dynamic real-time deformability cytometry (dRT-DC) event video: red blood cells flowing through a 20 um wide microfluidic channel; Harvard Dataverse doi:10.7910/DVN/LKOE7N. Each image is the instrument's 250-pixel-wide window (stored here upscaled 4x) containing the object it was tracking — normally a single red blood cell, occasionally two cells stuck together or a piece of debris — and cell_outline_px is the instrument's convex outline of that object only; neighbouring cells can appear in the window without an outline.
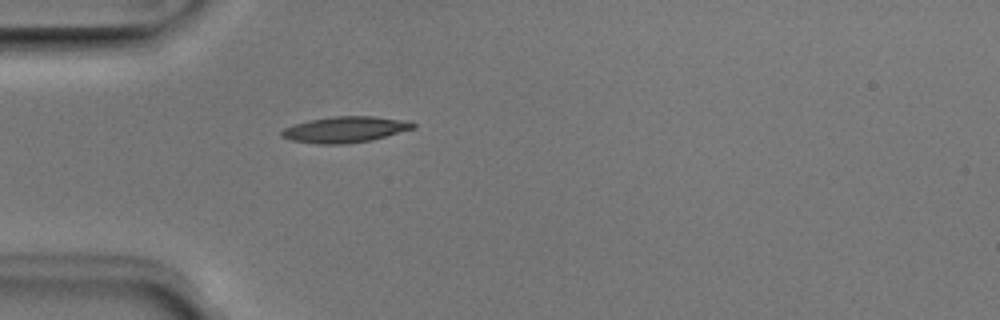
{"species": "Egyptian fruit bat (a non-hibernating species)", "species_latin": "Rousettus aegyptiacus", "temperature_condition": "room temperature", "stored_images_in_passage": 37, "camera_frame_rate_fps": 3000, "um_per_image_px": 0.085, "animal": {"sex": "male"}, "frame": {"image": 1, "passage_image": 1, "time_ms": 0.0, "image_size_px": [1000, 320], "cell_outline_px": [[416, 128], [372, 140], [348, 144], [316, 144], [292, 140], [280, 136], [280, 132], [284, 128], [292, 124], [308, 120], [332, 116], [372, 116], [400, 120], [416, 124]], "centroid_in_image_um": [29.28, 11.01], "position_along_channel_um": 55.7, "area_um2": 20.0}}
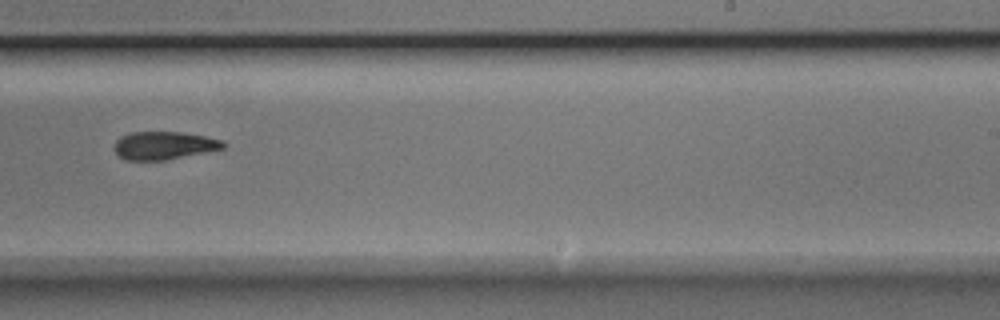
{"frame": {"image": 2, "passage_image": 18, "time_ms": 5.667, "image_size_px": [1000, 320], "cell_outline_px": [[228, 144], [224, 148], [164, 160], [124, 160], [112, 148], [116, 140], [120, 136], [132, 132], [180, 132], [204, 136], [224, 140]], "centroid_in_image_um": [13.92, 12.36], "position_along_channel_um": 275.1, "area_um2": 17.74}}
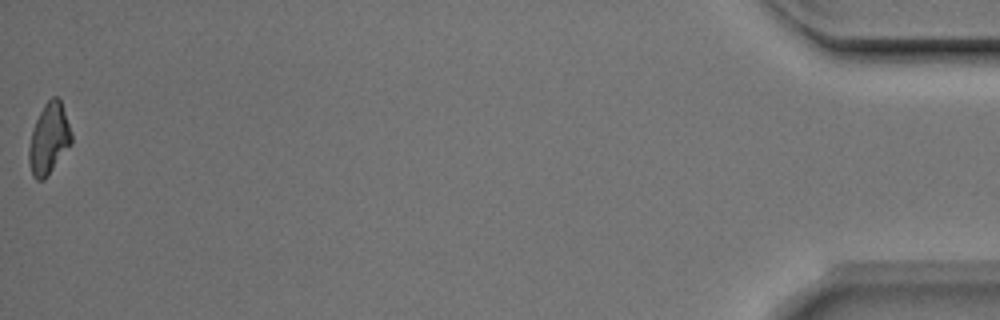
{"frame": {"image": 3, "passage_image": 37, "time_ms": 12.0, "image_size_px": [1000, 320], "cell_outline_px": [[72, 144], [44, 180], [36, 180], [32, 176], [28, 160], [28, 148], [32, 132], [36, 120], [44, 104], [52, 96], [56, 96], [60, 100], [72, 132]], "centroid_in_image_um": [4.16, 11.82], "position_along_channel_um": 431.0, "area_um2": 17.57}, "authors_computed_cell_mechanics": {"area_um2": 18.4382, "velocity_mm_per_s": 3.9901, "shape_relaxation_time_tau1_ms": 3.0943, "shape_relaxation_time_tau2_ms": 4.4017, "deformation_change_tau1": 0.1239, "deformation_change_tau2": 0.1212}}